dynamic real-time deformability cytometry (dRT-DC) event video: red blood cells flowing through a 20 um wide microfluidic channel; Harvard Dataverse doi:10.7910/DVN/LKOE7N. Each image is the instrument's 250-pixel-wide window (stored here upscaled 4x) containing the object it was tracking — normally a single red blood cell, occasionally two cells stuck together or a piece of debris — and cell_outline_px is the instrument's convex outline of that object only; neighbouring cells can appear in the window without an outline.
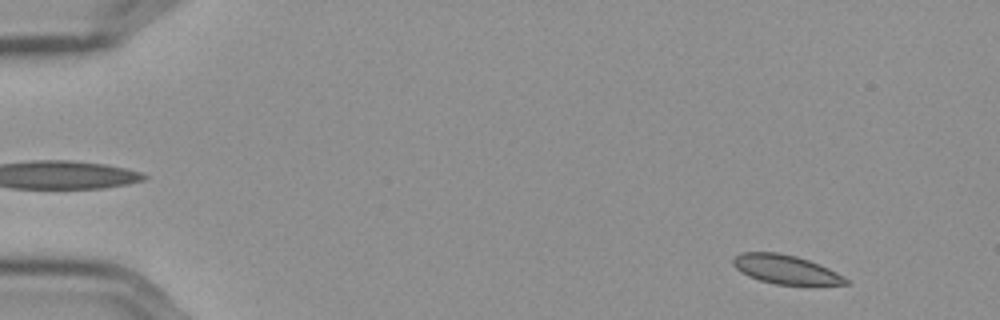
{"species": "Egyptian fruit bat (a non-hibernating species)", "species_latin": "Rousettus aegyptiacus", "temperature_condition": "cold", "stored_images_in_passage": 56, "camera_frame_rate_fps": 3000, "um_per_image_px": 0.085, "frame": {"image": 1, "passage_image": 4, "time_ms": 1.0, "image_size_px": [1000, 320], "cell_outline_px": [[848, 284], [816, 288], [812, 288], [776, 284], [760, 280], [748, 276], [740, 272], [732, 264], [732, 260], [740, 252], [780, 252], [796, 256], [808, 260], [828, 268], [844, 276], [848, 280]], "centroid_in_image_um": [66.86, 22.96], "position_along_channel_um": 18.1, "area_um2": 19.88}}
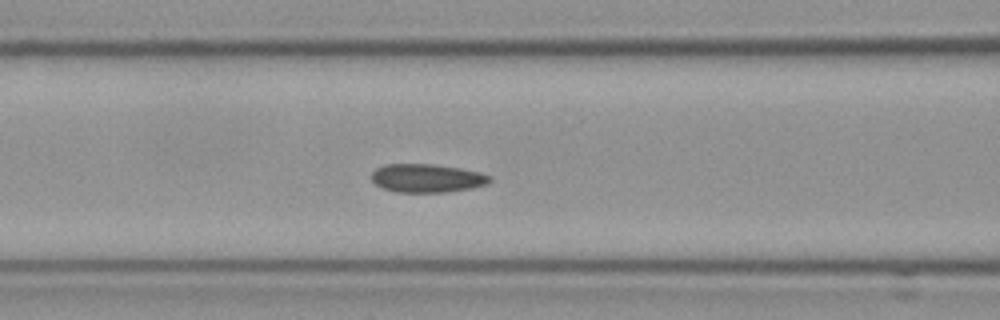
{"frame": {"image": 2, "passage_image": 23, "time_ms": 7.333, "image_size_px": [1000, 320], "cell_outline_px": [[492, 180], [488, 184], [472, 188], [448, 192], [396, 192], [384, 188], [376, 184], [372, 180], [372, 172], [376, 168], [384, 164], [432, 164], [460, 168], [480, 172], [492, 176]], "centroid_in_image_um": [36.33, 15.14], "position_along_channel_um": 130.3, "area_um2": 19.71}}
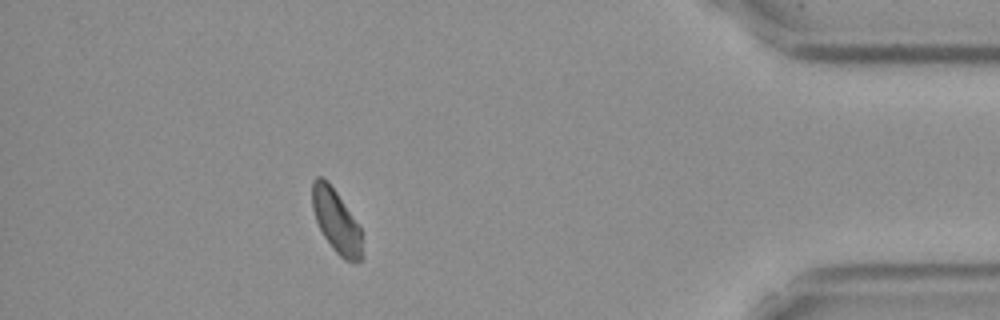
{"frame": {"image": 3, "passage_image": 50, "time_ms": 16.333, "image_size_px": [1000, 320], "cell_outline_px": [[364, 256], [360, 260], [352, 264], [344, 260], [332, 248], [324, 236], [316, 220], [312, 208], [312, 180], [316, 176], [320, 176], [328, 180], [360, 228]], "centroid_in_image_um": [28.58, 18.82], "position_along_channel_um": 406.6, "area_um2": 18.44}}